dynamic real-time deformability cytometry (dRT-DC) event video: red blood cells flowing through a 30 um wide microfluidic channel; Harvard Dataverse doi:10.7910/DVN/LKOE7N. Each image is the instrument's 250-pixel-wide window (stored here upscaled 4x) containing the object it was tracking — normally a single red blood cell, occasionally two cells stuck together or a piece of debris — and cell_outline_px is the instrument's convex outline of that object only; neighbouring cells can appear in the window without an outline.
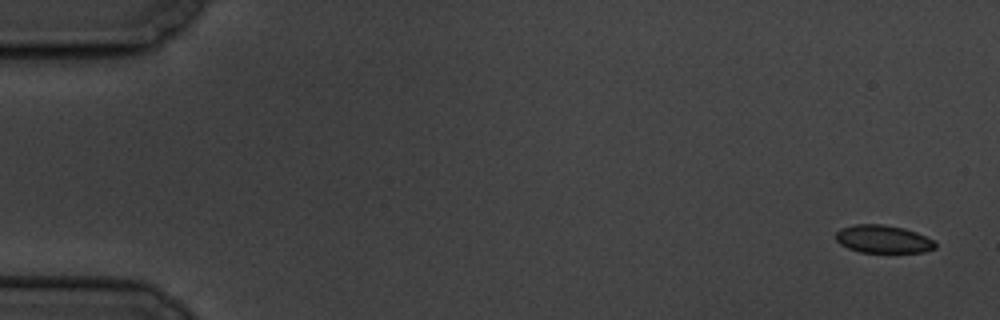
{"species": "common noctule bat (a hibernating species)", "species_latin": "Nyctalus noctula", "temperature_condition": "cold", "stored_images_in_passage": 5, "camera_frame_rate_fps": 3000, "um_per_image_px": 0.085, "animal": {"sex": "male", "body_mass_g": 19.5, "forearm_length_mm": 54.6}, "frame": {"image": 1, "passage_image": 1, "time_ms": 0.0, "image_size_px": [1000, 320], "cell_outline_px": [[936, 248], [924, 252], [860, 252], [848, 248], [840, 244], [836, 240], [836, 232], [840, 228], [856, 224], [884, 224], [904, 228], [916, 232], [932, 240], [936, 244]], "centroid_in_image_um": [75.04, 20.32], "position_along_channel_um": 10.0, "area_um2": 16.13}}
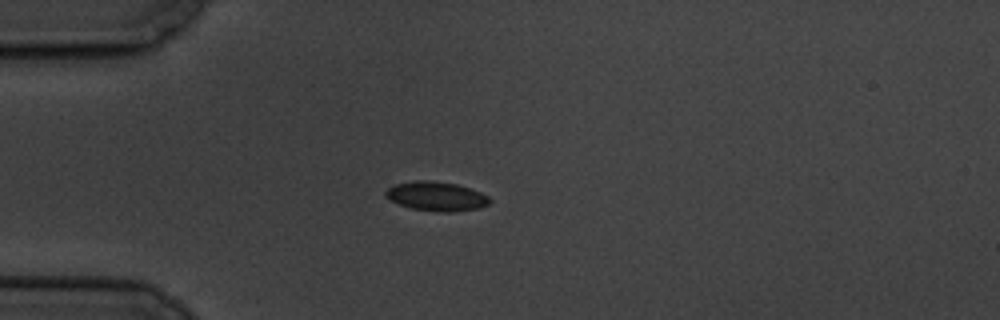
{"frame": {"image": 2, "passage_image": 5, "time_ms": 4.667, "image_size_px": [1000, 320], "cell_outline_px": [[492, 200], [488, 204], [480, 208], [452, 212], [440, 212], [412, 208], [400, 204], [384, 196], [384, 192], [392, 184], [416, 180], [428, 180], [456, 184], [480, 192], [488, 196]], "centroid_in_image_um": [37.08, 16.68], "position_along_channel_um": 47.9, "area_um2": 17.69}}